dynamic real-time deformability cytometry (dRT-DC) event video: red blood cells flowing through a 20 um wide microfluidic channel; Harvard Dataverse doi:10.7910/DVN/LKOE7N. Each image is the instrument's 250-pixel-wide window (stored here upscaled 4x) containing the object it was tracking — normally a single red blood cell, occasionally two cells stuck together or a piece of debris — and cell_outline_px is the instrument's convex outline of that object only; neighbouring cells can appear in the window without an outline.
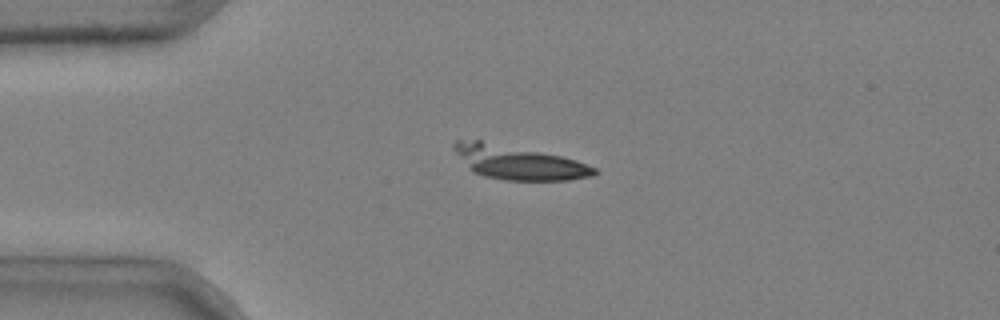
{"species": "common noctule bat (a hibernating species)", "species_latin": "Nyctalus noctula", "temperature_condition": "cold", "stored_images_in_passage": 5, "camera_frame_rate_fps": 3000, "um_per_image_px": 0.085, "animal": {"sex": "male", "body_mass_g": 20.4}, "frame": {"image": 1, "passage_image": 3, "time_ms": 0.667, "image_size_px": [1000, 320], "cell_outline_px": [[596, 172], [592, 176], [568, 180], [504, 180], [484, 176], [472, 172], [468, 168], [452, 148], [452, 144], [456, 140], [480, 140], [560, 156], [576, 160], [596, 168]], "centroid_in_image_um": [44.02, 13.82], "position_along_channel_um": 41.0, "area_um2": 27.22}}